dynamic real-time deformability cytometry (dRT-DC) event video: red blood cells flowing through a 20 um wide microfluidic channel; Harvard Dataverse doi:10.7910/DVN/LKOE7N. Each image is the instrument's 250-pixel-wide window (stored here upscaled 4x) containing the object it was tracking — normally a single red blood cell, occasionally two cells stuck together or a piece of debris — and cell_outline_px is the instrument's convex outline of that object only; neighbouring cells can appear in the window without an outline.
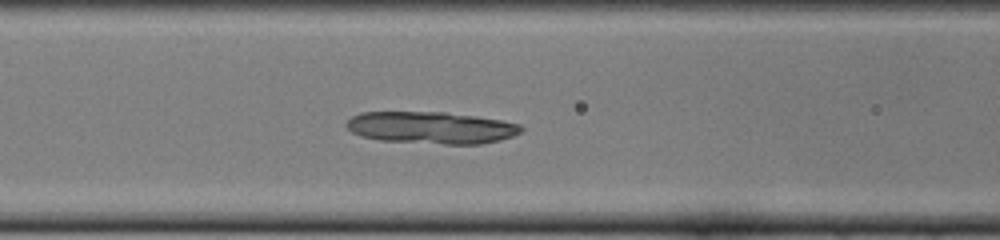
{"species": "common noctule bat (a hibernating species)", "species_latin": "Nyctalus noctula", "temperature_condition": "cold", "stored_images_in_passage": 40, "camera_frame_rate_fps": 3000, "um_per_image_px": 0.085, "animal": {"sex": "female", "body_mass_g": 22.0, "forearm_length_mm": 56.7}, "frame": {"image": 1, "passage_image": 10, "time_ms": 3.0, "image_size_px": [1000, 240], "cell_outline_px": [[524, 128], [520, 132], [512, 136], [500, 140], [480, 144], [444, 144], [380, 140], [360, 136], [352, 132], [344, 124], [352, 116], [360, 112], [444, 112], [476, 116], [500, 120], [520, 124]], "centroid_in_image_um": [36.64, 10.85], "position_along_channel_um": 130.0, "area_um2": 32.6}}